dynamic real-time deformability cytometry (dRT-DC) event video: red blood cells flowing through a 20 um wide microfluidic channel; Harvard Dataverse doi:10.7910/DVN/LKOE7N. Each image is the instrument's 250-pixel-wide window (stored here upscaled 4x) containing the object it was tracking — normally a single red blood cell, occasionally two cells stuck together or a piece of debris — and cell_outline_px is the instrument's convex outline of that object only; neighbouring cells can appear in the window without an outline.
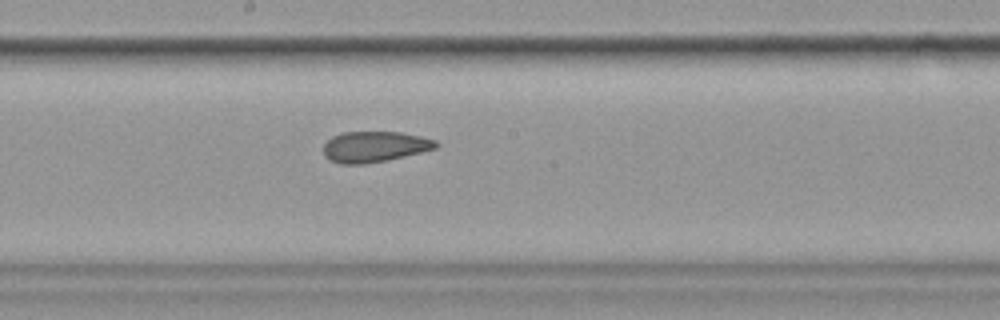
{"species": "common noctule bat (a hibernating species)", "species_latin": "Nyctalus noctula", "temperature_condition": "cold", "stored_images_in_passage": 10, "camera_frame_rate_fps": 3000, "um_per_image_px": 0.085, "animal": {"sex": "female", "body_mass_g": 19.9}, "frame": {"image": 1, "passage_image": 10, "time_ms": 11.333, "image_size_px": [1000, 320], "cell_outline_px": [[440, 144], [436, 148], [404, 156], [364, 164], [340, 164], [328, 160], [324, 156], [324, 144], [332, 136], [344, 132], [400, 132], [420, 136], [436, 140]], "centroid_in_image_um": [31.81, 12.47], "position_along_channel_um": 216.4, "area_um2": 20.11}}